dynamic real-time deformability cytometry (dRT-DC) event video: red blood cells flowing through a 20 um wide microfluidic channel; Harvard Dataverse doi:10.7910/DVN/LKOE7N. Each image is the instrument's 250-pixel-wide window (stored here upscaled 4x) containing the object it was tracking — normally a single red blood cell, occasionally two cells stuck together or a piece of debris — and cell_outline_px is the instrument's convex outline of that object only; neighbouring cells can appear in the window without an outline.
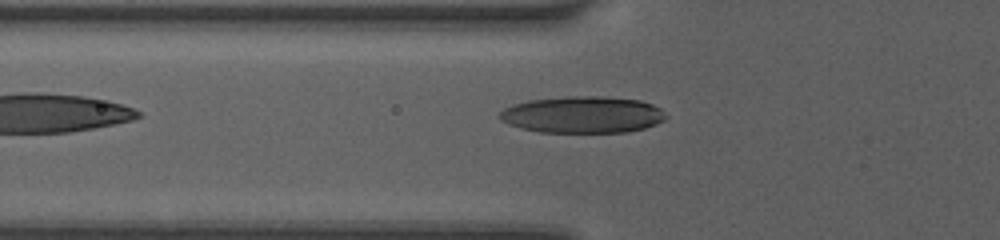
{"species": "human", "species_latin": "Homo sapiens", "temperature_condition": "room temperature", "stored_images_in_passage": 6, "camera_frame_rate_fps": 3000, "um_per_image_px": 0.085, "donor": {"sex": "female"}, "frame": {"image": 1, "passage_image": 6, "time_ms": 2.333, "image_size_px": [1000, 240], "cell_outline_px": [[668, 116], [664, 120], [656, 124], [644, 128], [628, 132], [540, 132], [520, 128], [508, 124], [500, 120], [496, 116], [504, 108], [512, 104], [528, 100], [568, 96], [604, 96], [640, 100], [652, 104], [660, 108]], "centroid_in_image_um": [49.5, 9.74], "position_along_channel_um": 76.3, "area_um2": 35.89}}